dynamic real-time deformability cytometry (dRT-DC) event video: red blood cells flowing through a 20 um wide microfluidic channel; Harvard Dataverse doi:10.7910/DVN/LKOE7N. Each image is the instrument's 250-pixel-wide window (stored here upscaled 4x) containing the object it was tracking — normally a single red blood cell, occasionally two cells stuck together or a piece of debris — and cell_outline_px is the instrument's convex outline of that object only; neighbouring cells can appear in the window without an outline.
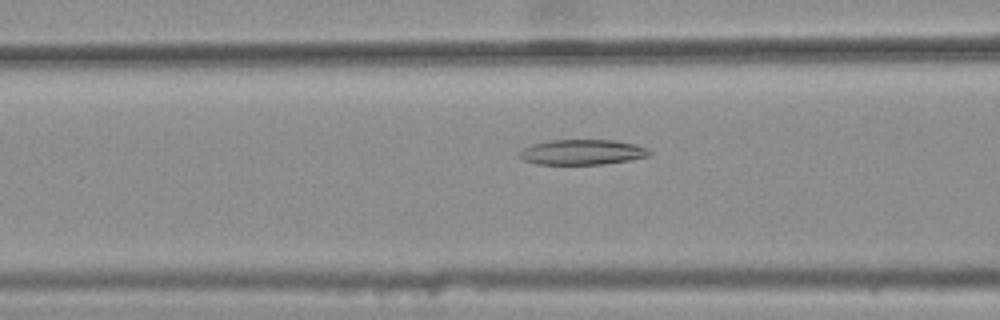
{"species": "common noctule bat (a hibernating species)", "species_latin": "Nyctalus noctula", "temperature_condition": "warm", "stored_images_in_passage": 43, "camera_frame_rate_fps": 3000, "um_per_image_px": 0.085, "animal": {"sex": "female", "body_mass_g": 25.1}, "frame": {"image": 1, "passage_image": 16, "time_ms": 5.0, "image_size_px": [1000, 320], "cell_outline_px": [[652, 152], [648, 156], [632, 160], [604, 164], [536, 164], [524, 160], [520, 156], [520, 152], [524, 148], [532, 144], [548, 140], [616, 140], [636, 144], [648, 148]], "centroid_in_image_um": [49.54, 12.93], "position_along_channel_um": 117.1, "area_um2": 19.19}}
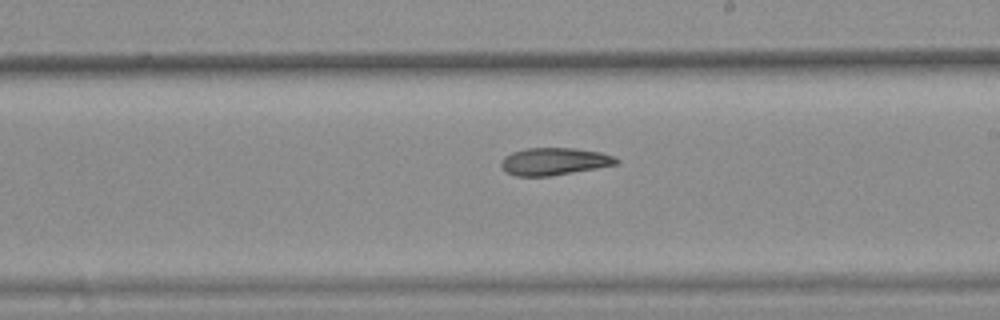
{"frame": {"image": 2, "passage_image": 26, "time_ms": 8.333, "image_size_px": [1000, 320], "cell_outline_px": [[620, 160], [616, 164], [596, 168], [548, 176], [516, 176], [504, 172], [500, 164], [500, 160], [504, 156], [512, 152], [524, 148], [576, 148], [600, 152], [612, 156]], "centroid_in_image_um": [47.04, 13.71], "position_along_channel_um": 242.0, "area_um2": 18.38}}
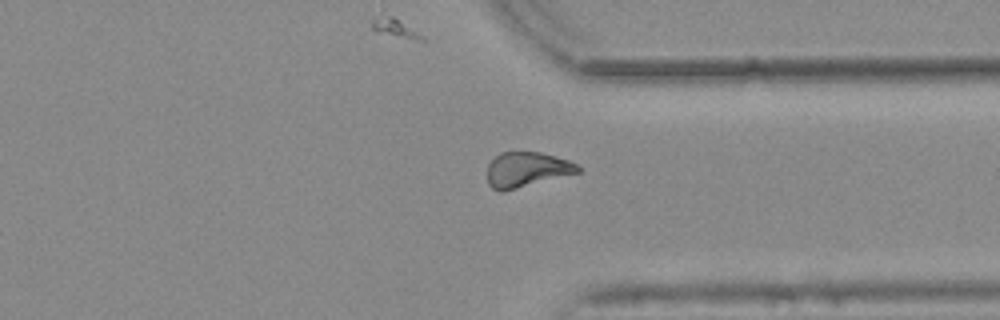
{"frame": {"image": 3, "passage_image": 36, "time_ms": 11.667, "image_size_px": [1000, 320], "cell_outline_px": [[580, 172], [504, 192], [500, 192], [492, 188], [488, 184], [488, 164], [500, 152], [540, 152], [556, 156], [568, 160], [576, 164], [580, 168]], "centroid_in_image_um": [44.76, 14.42], "position_along_channel_um": 366.6, "area_um2": 18.55}}